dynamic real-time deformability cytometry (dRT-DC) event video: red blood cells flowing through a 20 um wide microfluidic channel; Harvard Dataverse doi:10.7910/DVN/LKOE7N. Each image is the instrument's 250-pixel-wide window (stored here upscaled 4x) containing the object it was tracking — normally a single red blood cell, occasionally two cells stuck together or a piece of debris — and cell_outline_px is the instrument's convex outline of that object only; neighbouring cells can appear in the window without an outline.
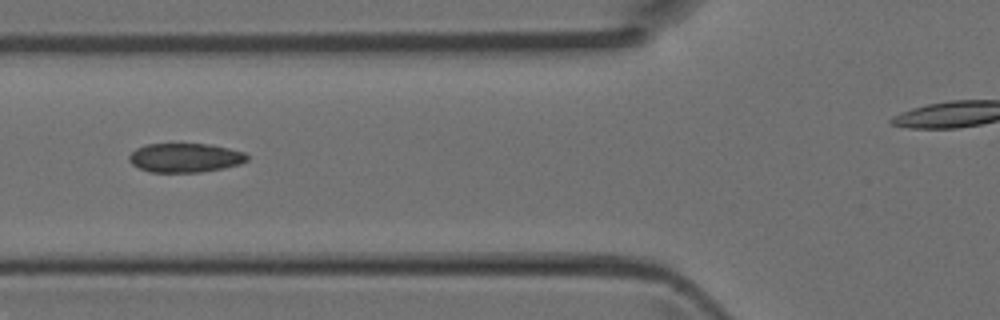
{"species": "Egyptian fruit bat (a non-hibernating species)", "species_latin": "Rousettus aegyptiacus", "temperature_condition": "room temperature", "stored_images_in_passage": 4, "camera_frame_rate_fps": 3000, "um_per_image_px": 0.085, "animal": {"sex": "female"}, "frame": {"image": 1, "passage_image": 4, "time_ms": 1.0, "image_size_px": [1000, 320], "cell_outline_px": [[248, 160], [240, 164], [224, 168], [200, 172], [148, 172], [132, 164], [128, 160], [128, 156], [136, 148], [144, 144], [212, 144], [244, 152], [248, 156]], "centroid_in_image_um": [15.73, 13.4], "position_along_channel_um": 110.1, "area_um2": 20.11}}